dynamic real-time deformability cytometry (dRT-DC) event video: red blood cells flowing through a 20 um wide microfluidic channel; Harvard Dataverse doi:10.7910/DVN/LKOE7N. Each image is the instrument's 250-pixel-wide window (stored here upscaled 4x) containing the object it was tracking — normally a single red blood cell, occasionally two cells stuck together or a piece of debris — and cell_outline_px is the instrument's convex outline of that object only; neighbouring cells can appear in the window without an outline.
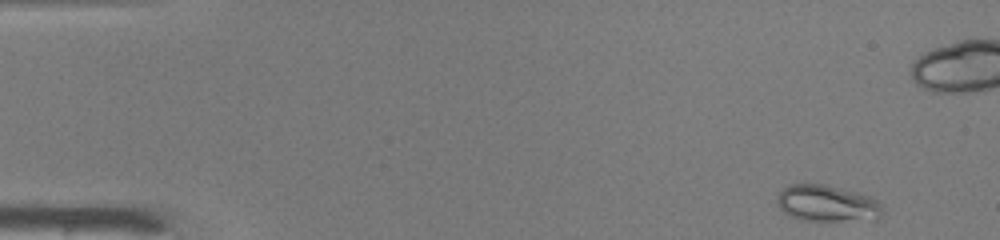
{"species": "common noctule bat (a hibernating species)", "species_latin": "Nyctalus noctula", "temperature_condition": "warm", "stored_images_in_passage": 47, "camera_frame_rate_fps": 3000, "um_per_image_px": 0.085, "animal": {"sex": "male", "body_mass_g": 19.0, "forearm_length_mm": 50.8}, "frame": {"image": 1, "passage_image": 1, "time_ms": 0.0, "image_size_px": [1000, 240], "cell_outline_px": [[884, 212], [876, 220], [804, 220], [792, 216], [784, 212], [776, 204], [776, 196], [788, 184], [824, 184], [860, 192], [872, 196], [880, 204]], "centroid_in_image_um": [70.33, 17.27], "position_along_channel_um": 14.7, "area_um2": 22.6}}
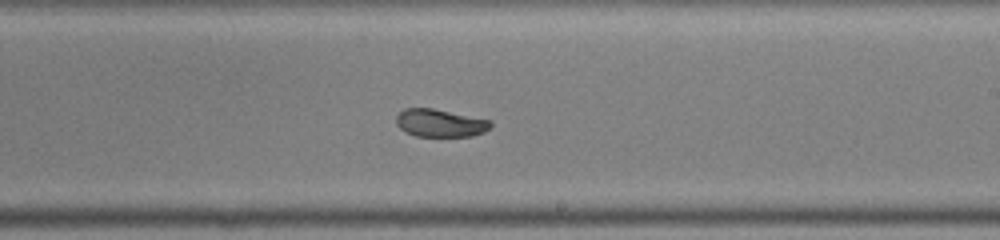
{"frame": {"image": 2, "passage_image": 27, "time_ms": 8.667, "image_size_px": [1000, 240], "cell_outline_px": [[492, 124], [484, 132], [472, 136], [416, 136], [404, 132], [396, 124], [396, 116], [404, 108], [432, 108], [492, 120]], "centroid_in_image_um": [37.39, 10.45], "position_along_channel_um": 251.6, "area_um2": 15.32}}
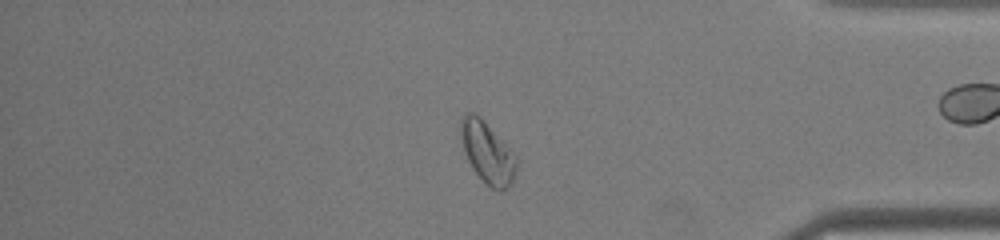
{"frame": {"image": 3, "passage_image": 39, "time_ms": 12.667, "image_size_px": [1000, 240], "cell_outline_px": [[516, 176], [512, 184], [508, 188], [492, 188], [472, 168], [464, 152], [460, 136], [460, 120], [468, 112], [472, 112], [480, 116], [512, 148], [516, 156]], "centroid_in_image_um": [41.45, 12.92], "position_along_channel_um": 393.8, "area_um2": 20.0}, "authors_computed_cell_mechanics": {"area_um2": 18.785, "velocity_mm_per_s": 4.117, "shape_relaxation_time_tau1_ms": 4.5602, "shape_relaxation_time_tau2_ms": 1.5421, "deformation_change_tau1": 0.1061, "deformation_change_tau2": 0.0269}}